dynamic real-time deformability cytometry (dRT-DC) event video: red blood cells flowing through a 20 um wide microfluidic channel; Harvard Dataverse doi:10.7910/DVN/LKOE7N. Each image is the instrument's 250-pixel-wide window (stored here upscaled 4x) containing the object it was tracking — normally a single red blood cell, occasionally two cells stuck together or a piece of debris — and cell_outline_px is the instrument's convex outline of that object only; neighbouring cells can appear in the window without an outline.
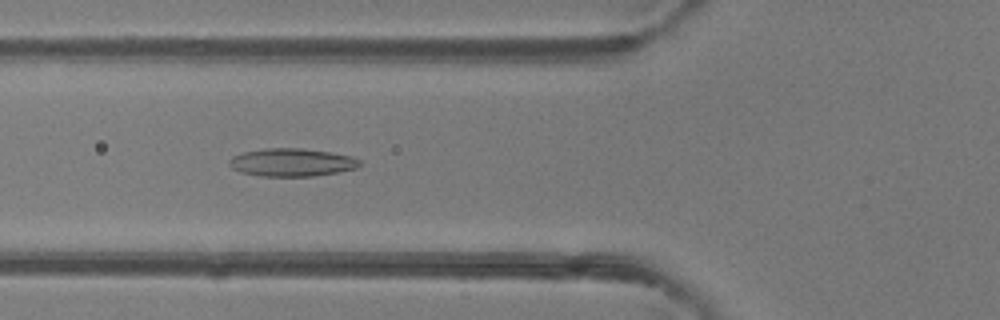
{"species": "common noctule bat (a hibernating species)", "species_latin": "Nyctalus noctula", "temperature_condition": "room temperature", "stored_images_in_passage": 5, "camera_frame_rate_fps": 3000, "um_per_image_px": 0.085, "animal": {"sex": "female"}, "frame": {"image": 1, "passage_image": 3, "time_ms": 3.0, "image_size_px": [1000, 320], "cell_outline_px": [[360, 164], [356, 168], [336, 172], [312, 176], [260, 176], [240, 172], [232, 168], [228, 164], [228, 160], [232, 156], [244, 152], [264, 148], [300, 148], [332, 152], [352, 156], [360, 160]], "centroid_in_image_um": [24.77, 13.79], "position_along_channel_um": 101.0, "area_um2": 21.27}}
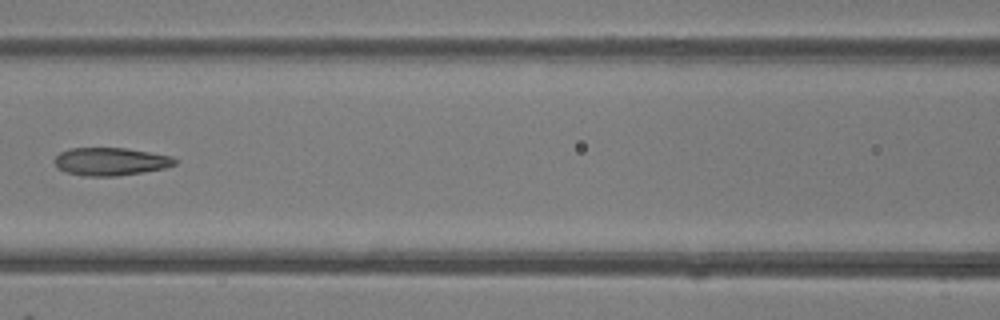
{"frame": {"image": 2, "passage_image": 4, "time_ms": 4.333, "image_size_px": [1000, 320], "cell_outline_px": [[176, 164], [164, 168], [116, 176], [84, 176], [68, 172], [56, 168], [56, 156], [60, 152], [68, 148], [128, 148], [172, 156], [176, 160]], "centroid_in_image_um": [9.39, 13.72], "position_along_channel_um": 157.2, "area_um2": 19.42}}
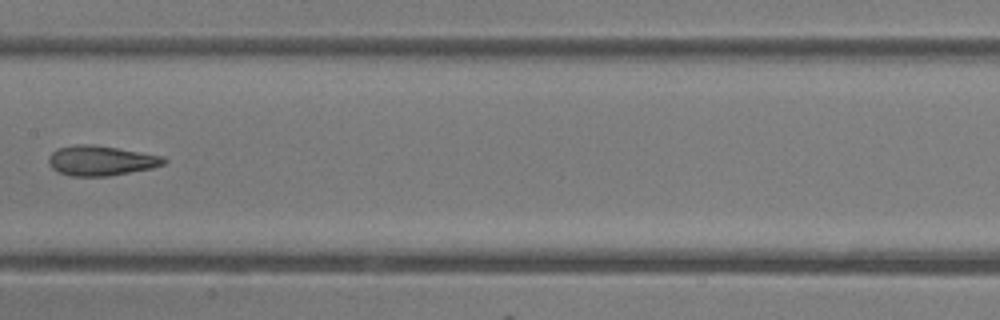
{"frame": {"image": 3, "passage_image": 5, "time_ms": 5.333, "image_size_px": [1000, 320], "cell_outline_px": [[168, 160], [164, 164], [152, 168], [108, 176], [72, 176], [56, 172], [48, 164], [48, 156], [52, 152], [60, 148], [76, 144], [92, 144], [164, 156]], "centroid_in_image_um": [8.56, 13.66], "position_along_channel_um": 198.8, "area_um2": 20.11}}